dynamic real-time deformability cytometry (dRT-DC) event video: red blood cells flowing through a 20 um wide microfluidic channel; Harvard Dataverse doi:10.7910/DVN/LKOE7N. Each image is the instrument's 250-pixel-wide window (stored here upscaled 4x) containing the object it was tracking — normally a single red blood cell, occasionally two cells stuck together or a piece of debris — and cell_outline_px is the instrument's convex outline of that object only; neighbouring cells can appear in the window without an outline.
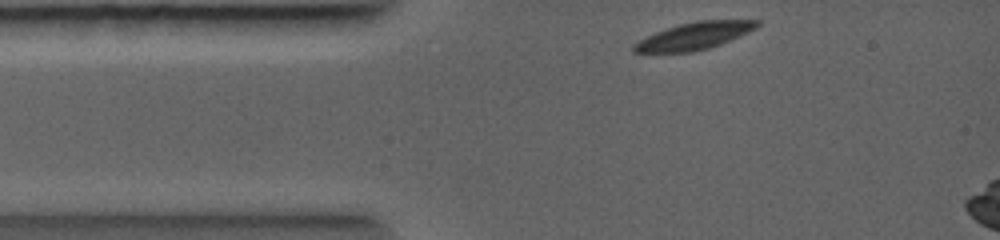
{"species": "common noctule bat (a hibernating species)", "species_latin": "Nyctalus noctula", "temperature_condition": "warm", "stored_images_in_passage": 24, "camera_frame_rate_fps": 5000, "um_per_image_px": 0.085, "animal": {"sex": "female", "body_mass_g": 19.0, "forearm_length_mm": 56.7}, "frame": {"image": 1, "passage_image": 1, "time_ms": 0.0, "image_size_px": [1000, 240], "cell_outline_px": [[760, 24], [756, 28], [740, 36], [720, 44], [708, 48], [692, 52], [632, 52], [632, 44], [656, 32], [680, 24], [696, 20], [760, 20]], "centroid_in_image_um": [59.03, 3.05], "position_along_channel_um": 26.0, "area_um2": 19.31}}
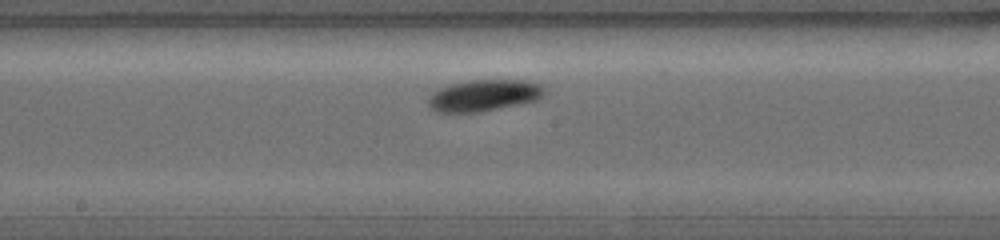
{"frame": {"image": 2, "passage_image": 12, "time_ms": 3.4, "image_size_px": [1000, 240], "cell_outline_px": [[544, 96], [536, 100], [524, 104], [480, 112], [436, 112], [428, 108], [428, 96], [432, 92], [448, 84], [472, 80], [524, 80], [540, 84], [544, 88]], "centroid_in_image_um": [41.11, 8.12], "position_along_channel_um": 207.1, "area_um2": 21.68}}
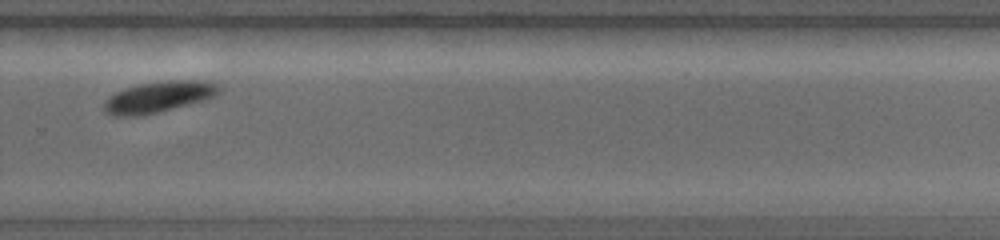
{"frame": {"image": 3, "passage_image": 18, "time_ms": 5.2, "image_size_px": [1000, 240], "cell_outline_px": [[224, 92], [216, 96], [204, 100], [156, 112], [136, 116], [116, 116], [108, 112], [104, 108], [104, 100], [108, 96], [124, 88], [140, 84], [184, 80], [200, 80], [216, 84]], "centroid_in_image_um": [13.5, 8.23], "position_along_channel_um": 316.3, "area_um2": 20.4}}